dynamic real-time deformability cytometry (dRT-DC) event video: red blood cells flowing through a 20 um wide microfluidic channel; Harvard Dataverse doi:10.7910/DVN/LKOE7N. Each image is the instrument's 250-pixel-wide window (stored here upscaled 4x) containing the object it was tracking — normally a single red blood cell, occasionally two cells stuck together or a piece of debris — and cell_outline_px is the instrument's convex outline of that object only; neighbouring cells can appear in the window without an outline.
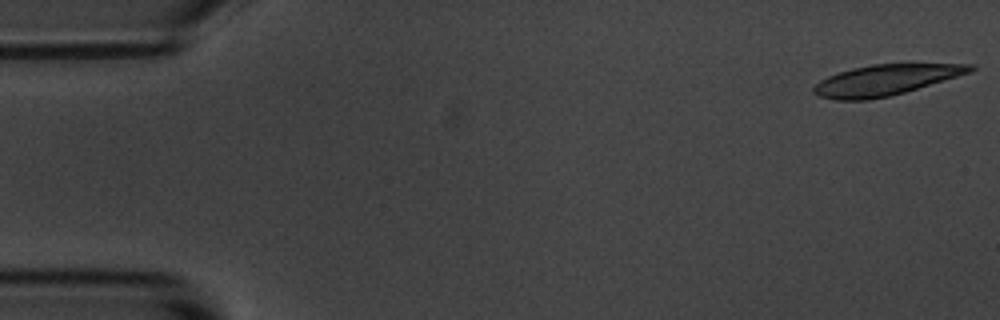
{"species": "common noctule bat (a hibernating species)", "species_latin": "Nyctalus noctula", "temperature_condition": "room temperature", "stored_images_in_passage": 6, "camera_frame_rate_fps": 3000, "um_per_image_px": 0.085, "animal": {"sex": "male", "body_mass_g": 20.1, "forearm_length_mm": 53.5}, "frame": {"image": 1, "passage_image": 1, "time_ms": 0.0, "image_size_px": [1000, 320], "cell_outline_px": [[976, 68], [972, 72], [904, 92], [888, 96], [868, 100], [836, 100], [820, 96], [812, 92], [812, 88], [820, 80], [828, 76], [852, 68], [872, 64], [976, 64]], "centroid_in_image_um": [75.27, 6.8], "position_along_channel_um": 9.7, "area_um2": 27.74}}